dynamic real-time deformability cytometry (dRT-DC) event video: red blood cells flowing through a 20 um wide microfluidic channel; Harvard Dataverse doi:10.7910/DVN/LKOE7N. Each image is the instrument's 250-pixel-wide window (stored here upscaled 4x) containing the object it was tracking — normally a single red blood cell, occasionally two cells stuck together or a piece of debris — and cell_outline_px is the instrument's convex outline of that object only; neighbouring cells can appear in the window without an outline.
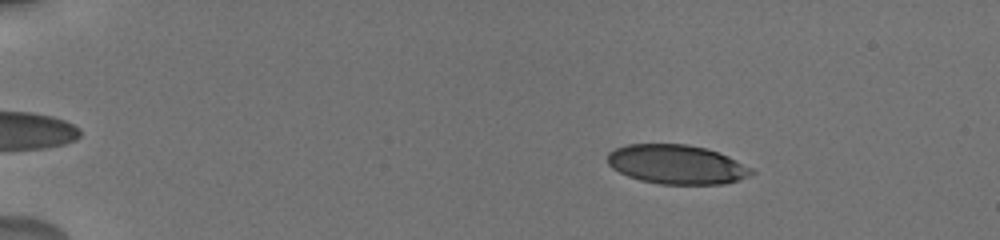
{"species": "human", "species_latin": "Homo sapiens", "temperature_condition": "cold", "stored_images_in_passage": 31, "camera_frame_rate_fps": 3000, "um_per_image_px": 0.085, "donor": {"sex": "male"}, "frame": {"image": 1, "passage_image": 10, "time_ms": 2.333, "image_size_px": [1000, 240], "cell_outline_px": [[756, 172], [748, 176], [736, 180], [720, 184], [660, 184], [640, 180], [628, 176], [612, 168], [608, 164], [608, 152], [616, 148], [628, 144], [688, 144], [704, 148], [728, 156], [752, 168]], "centroid_in_image_um": [57.5, 13.97], "position_along_channel_um": 27.5, "area_um2": 32.71}}
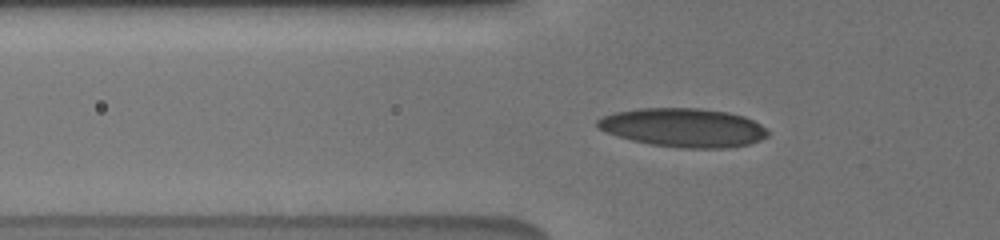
{"frame": {"image": 2, "passage_image": 23, "time_ms": 6.0, "image_size_px": [1000, 240], "cell_outline_px": [[768, 136], [760, 140], [748, 144], [724, 148], [680, 148], [652, 144], [632, 140], [596, 128], [596, 120], [612, 112], [640, 108], [700, 108], [728, 112], [744, 116], [768, 128]], "centroid_in_image_um": [58.1, 10.84], "position_along_channel_um": 67.7, "area_um2": 38.49}}
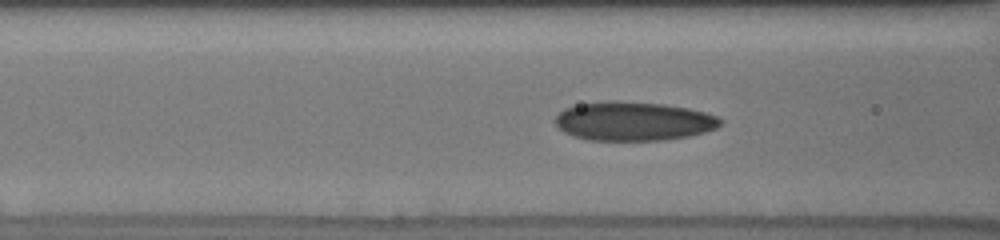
{"frame": {"image": 3, "passage_image": 28, "time_ms": 7.333, "image_size_px": [1000, 240], "cell_outline_px": [[724, 120], [716, 128], [704, 132], [688, 136], [660, 140], [588, 140], [572, 136], [564, 132], [556, 124], [556, 116], [564, 108], [580, 104], [608, 100], [664, 104], [688, 108], [704, 112], [716, 116]], "centroid_in_image_um": [53.84, 10.3], "position_along_channel_um": 112.8, "area_um2": 37.34}}